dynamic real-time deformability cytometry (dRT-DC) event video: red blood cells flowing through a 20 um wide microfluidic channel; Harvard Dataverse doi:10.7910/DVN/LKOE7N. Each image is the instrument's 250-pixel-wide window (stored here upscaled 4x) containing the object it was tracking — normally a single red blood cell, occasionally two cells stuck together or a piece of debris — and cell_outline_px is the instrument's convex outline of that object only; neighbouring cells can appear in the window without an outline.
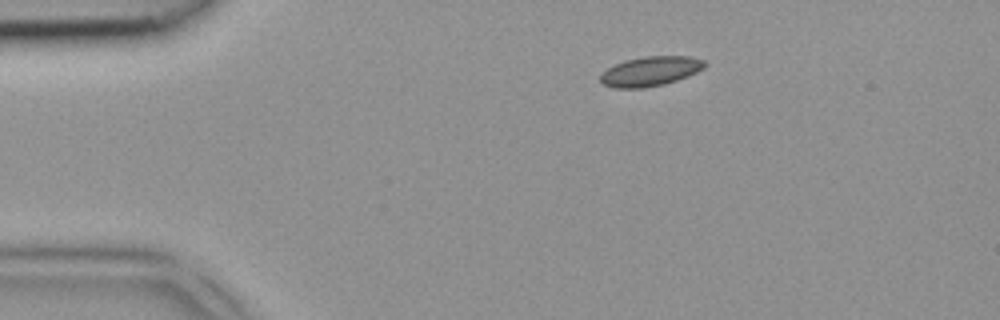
{"species": "common noctule bat (a hibernating species)", "species_latin": "Nyctalus noctula", "temperature_condition": "room temperature", "stored_images_in_passage": 4, "camera_frame_rate_fps": 3000, "um_per_image_px": 0.085, "animal": {"sex": "female", "body_mass_g": 18.4}, "frame": {"image": 1, "passage_image": 4, "time_ms": 1.0, "image_size_px": [1000, 320], "cell_outline_px": [[708, 64], [704, 68], [688, 76], [664, 84], [640, 88], [612, 88], [604, 84], [600, 80], [600, 76], [608, 68], [624, 60], [644, 56], [688, 56], [704, 60]], "centroid_in_image_um": [55.3, 6.05], "position_along_channel_um": 29.7, "area_um2": 17.92}}